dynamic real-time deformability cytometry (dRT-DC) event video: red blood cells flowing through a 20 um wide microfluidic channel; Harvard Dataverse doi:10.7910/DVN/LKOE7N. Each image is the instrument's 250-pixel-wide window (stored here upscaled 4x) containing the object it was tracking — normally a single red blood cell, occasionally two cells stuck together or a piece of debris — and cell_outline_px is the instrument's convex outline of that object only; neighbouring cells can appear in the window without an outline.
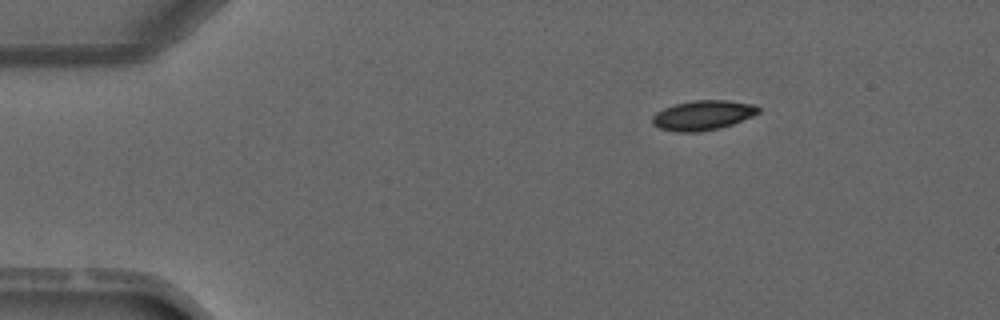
{"species": "common noctule bat (a hibernating species)", "species_latin": "Nyctalus noctula", "temperature_condition": "warm", "stored_images_in_passage": 2, "camera_frame_rate_fps": 3000, "um_per_image_px": 0.085, "animal": {"sex": "male", "forearm_length_mm": 52.5}, "frame": {"image": 1, "passage_image": 1, "time_ms": 0.0, "image_size_px": [1000, 320], "cell_outline_px": [[760, 112], [752, 116], [732, 124], [720, 128], [696, 132], [676, 132], [660, 128], [652, 124], [652, 116], [656, 112], [664, 108], [676, 104], [696, 100], [728, 100], [756, 104], [760, 108]], "centroid_in_image_um": [59.76, 9.79], "position_along_channel_um": 25.2, "area_um2": 18.38}}